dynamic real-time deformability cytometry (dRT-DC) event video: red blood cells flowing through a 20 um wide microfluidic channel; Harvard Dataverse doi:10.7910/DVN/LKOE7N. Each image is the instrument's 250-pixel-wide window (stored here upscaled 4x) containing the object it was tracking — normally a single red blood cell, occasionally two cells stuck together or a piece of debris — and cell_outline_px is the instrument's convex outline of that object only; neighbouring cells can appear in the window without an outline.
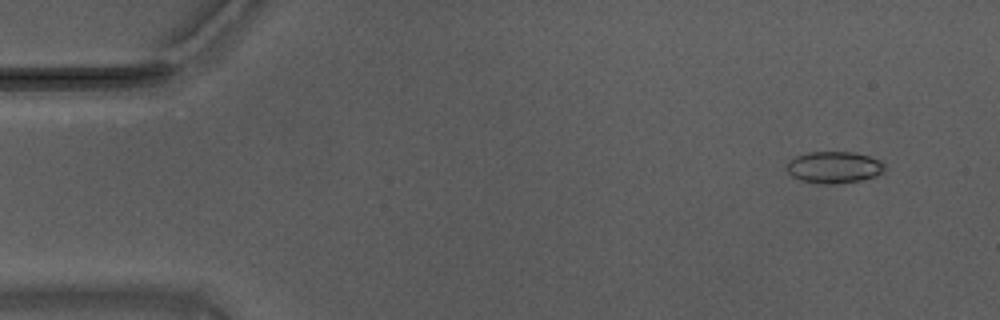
{"species": "Egyptian fruit bat (a non-hibernating species)", "species_latin": "Rousettus aegyptiacus", "temperature_condition": "warm", "stored_images_in_passage": 56, "camera_frame_rate_fps": 3000, "um_per_image_px": 0.085, "animal": {"sex": "male"}, "frame": {"image": 1, "passage_image": 5, "time_ms": 1.333, "image_size_px": [1000, 320], "cell_outline_px": [[884, 172], [860, 180], [832, 184], [828, 184], [800, 180], [792, 176], [788, 172], [788, 164], [796, 156], [808, 152], [852, 152], [868, 156], [880, 160], [884, 164]], "centroid_in_image_um": [70.9, 14.21], "position_along_channel_um": 14.1, "area_um2": 17.69}}
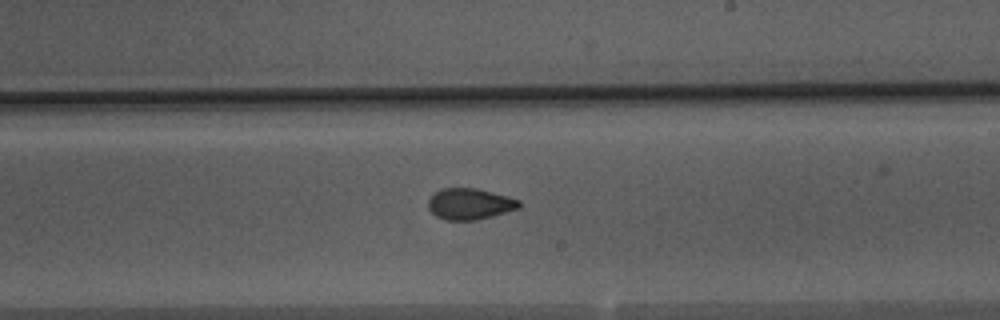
{"frame": {"image": 2, "passage_image": 33, "time_ms": 10.667, "image_size_px": [1000, 320], "cell_outline_px": [[520, 208], [492, 216], [476, 220], [444, 220], [436, 216], [428, 208], [428, 200], [440, 188], [476, 188], [508, 196], [520, 200]], "centroid_in_image_um": [39.93, 17.33], "position_along_channel_um": 249.1, "area_um2": 16.53}}
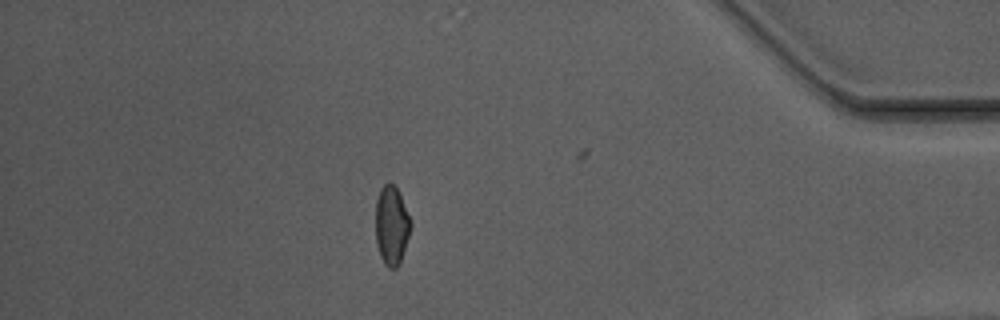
{"frame": {"image": 3, "passage_image": 49, "time_ms": 16.0, "image_size_px": [1000, 320], "cell_outline_px": [[412, 224], [400, 260], [396, 268], [388, 268], [384, 264], [380, 256], [376, 244], [376, 200], [380, 188], [384, 184], [392, 184], [396, 188], [412, 220]], "centroid_in_image_um": [33.27, 19.16], "position_along_channel_um": 401.9, "area_um2": 15.95}, "authors_computed_cell_mechanics": {"area_um2": 16.7909, "velocity_mm_per_s": 3.7233, "shape_relaxation_time_tau1_ms": null, "shape_relaxation_time_tau2_ms": 1.5433, "deformation_change_tau1": null, "deformation_change_tau2": 0.0659}}